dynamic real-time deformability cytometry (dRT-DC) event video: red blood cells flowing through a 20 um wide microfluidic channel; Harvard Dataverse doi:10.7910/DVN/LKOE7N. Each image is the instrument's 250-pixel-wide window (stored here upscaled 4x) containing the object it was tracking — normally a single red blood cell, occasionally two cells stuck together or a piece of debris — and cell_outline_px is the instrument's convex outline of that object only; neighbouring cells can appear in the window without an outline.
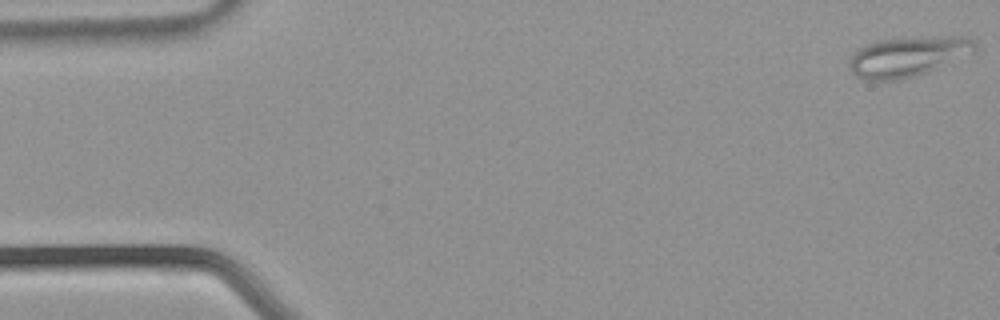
{"species": "common noctule bat (a hibernating species)", "species_latin": "Nyctalus noctula", "temperature_condition": "warm", "stored_images_in_passage": 37, "camera_frame_rate_fps": 3000, "um_per_image_px": 0.085, "animal": {"sex": "male", "body_mass_g": 21.5, "forearm_length_mm": 52.0}, "frame": {"image": 1, "passage_image": 1, "time_ms": 0.0, "image_size_px": [1000, 320], "cell_outline_px": [[980, 48], [976, 52], [928, 72], [896, 80], [864, 80], [856, 76], [848, 68], [848, 64], [852, 56], [864, 44], [876, 40], [904, 36], [964, 36], [972, 40]], "centroid_in_image_um": [77.19, 4.77], "position_along_channel_um": 7.8, "area_um2": 29.94}}
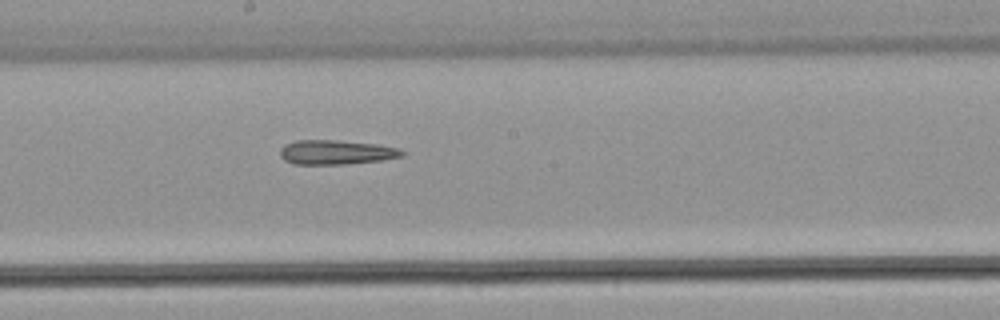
{"frame": {"image": 2, "passage_image": 20, "time_ms": 6.333, "image_size_px": [1000, 320], "cell_outline_px": [[404, 156], [380, 160], [344, 164], [296, 164], [284, 160], [280, 156], [280, 148], [284, 144], [296, 140], [336, 140], [376, 144], [400, 148], [404, 152]], "centroid_in_image_um": [28.55, 12.93], "position_along_channel_um": 219.6, "area_um2": 17.34}}
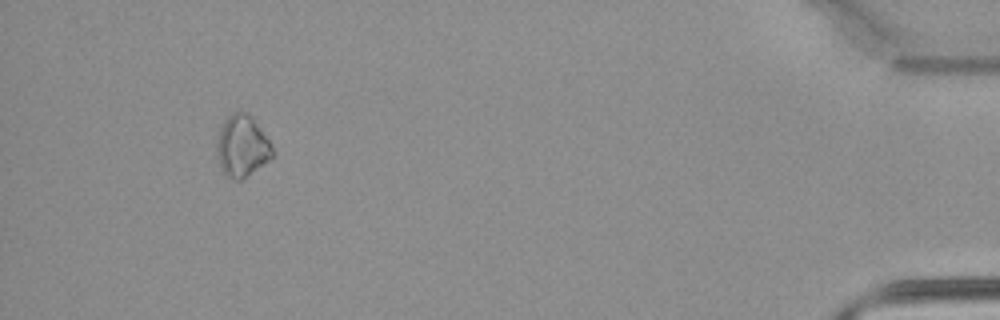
{"frame": {"image": 3, "passage_image": 35, "time_ms": 11.333, "image_size_px": [1000, 320], "cell_outline_px": [[272, 156], [268, 160], [240, 180], [236, 180], [224, 176], [216, 156], [216, 140], [220, 128], [224, 120], [232, 112], [244, 112], [256, 124], [268, 140], [272, 148]], "centroid_in_image_um": [20.5, 12.44], "position_along_channel_um": 414.7, "area_um2": 19.48}}